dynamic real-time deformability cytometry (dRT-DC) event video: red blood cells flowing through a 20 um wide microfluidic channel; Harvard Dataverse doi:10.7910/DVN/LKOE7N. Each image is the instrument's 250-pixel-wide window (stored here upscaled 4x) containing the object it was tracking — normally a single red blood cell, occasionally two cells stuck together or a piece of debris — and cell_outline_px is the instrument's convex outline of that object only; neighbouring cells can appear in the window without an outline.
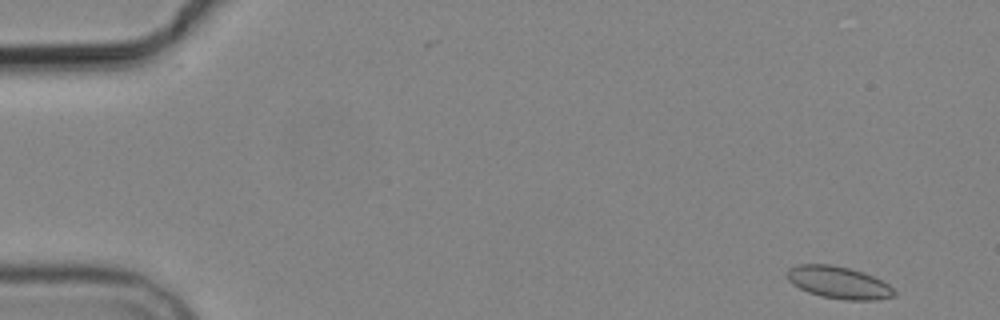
{"species": "common noctule bat (a hibernating species)", "species_latin": "Nyctalus noctula", "temperature_condition": "cold", "stored_images_in_passage": 4, "camera_frame_rate_fps": 3000, "um_per_image_px": 0.085, "animal": {"sex": "male", "body_mass_g": 19.2, "forearm_length_mm": 51.8}, "frame": {"image": 1, "passage_image": 1, "time_ms": 0.0, "image_size_px": [1000, 320], "cell_outline_px": [[896, 296], [876, 300], [844, 300], [820, 296], [808, 292], [792, 284], [784, 276], [784, 272], [788, 268], [796, 264], [832, 264], [864, 272], [888, 284], [896, 292]], "centroid_in_image_um": [71.23, 24.01], "position_along_channel_um": 13.8, "area_um2": 20.4}}
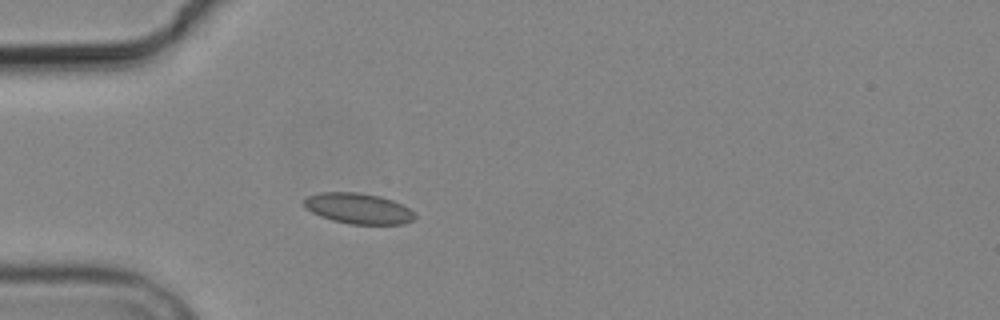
{"frame": {"image": 2, "passage_image": 4, "time_ms": 4.333, "image_size_px": [1000, 320], "cell_outline_px": [[416, 216], [412, 220], [404, 224], [348, 224], [332, 220], [320, 216], [304, 208], [304, 200], [308, 196], [320, 192], [356, 192], [380, 196], [392, 200], [408, 208]], "centroid_in_image_um": [30.42, 17.72], "position_along_channel_um": 54.6, "area_um2": 19.71}}